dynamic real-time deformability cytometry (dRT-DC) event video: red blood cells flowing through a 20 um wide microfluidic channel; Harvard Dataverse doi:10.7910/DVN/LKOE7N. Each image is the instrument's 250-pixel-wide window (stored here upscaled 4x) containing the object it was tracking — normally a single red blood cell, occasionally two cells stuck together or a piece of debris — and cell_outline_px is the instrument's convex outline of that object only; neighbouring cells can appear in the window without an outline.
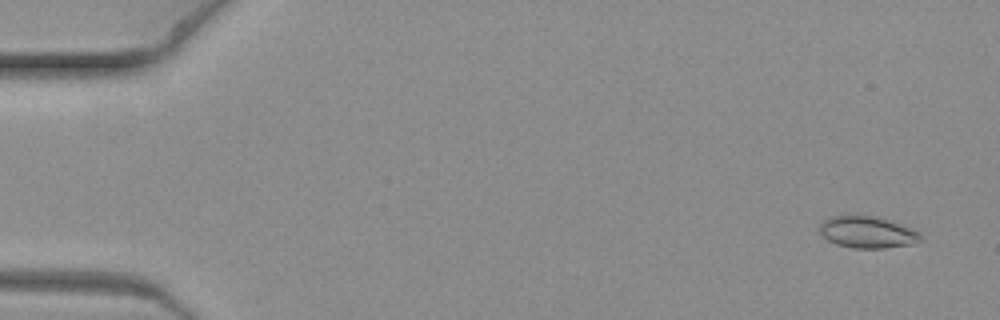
{"species": "common noctule bat (a hibernating species)", "species_latin": "Nyctalus noctula", "temperature_condition": "warm", "stored_images_in_passage": 10, "camera_frame_rate_fps": 3000, "um_per_image_px": 0.085, "animal": {"sex": "female", "body_mass_g": 19.3, "forearm_length_mm": 54.1}, "frame": {"image": 1, "passage_image": 2, "time_ms": 0.333, "image_size_px": [1000, 320], "cell_outline_px": [[920, 240], [912, 244], [884, 248], [852, 248], [836, 244], [828, 240], [820, 232], [820, 224], [824, 220], [832, 216], [856, 212], [876, 216], [892, 220], [920, 232]], "centroid_in_image_um": [73.7, 19.69], "position_along_channel_um": 11.3, "area_um2": 19.19}}
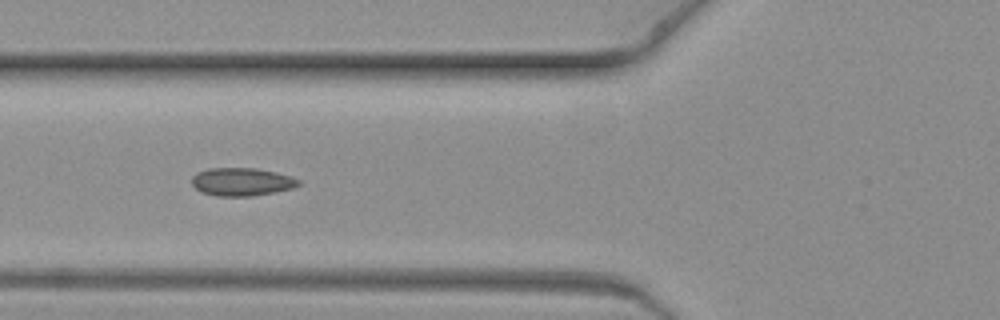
{"frame": {"image": 2, "passage_image": 9, "time_ms": 2.667, "image_size_px": [1000, 320], "cell_outline_px": [[300, 184], [292, 188], [252, 196], [216, 196], [200, 192], [192, 184], [192, 176], [196, 172], [208, 168], [256, 168], [276, 172], [292, 176], [300, 180]], "centroid_in_image_um": [20.52, 15.44], "position_along_channel_um": 105.3, "area_um2": 17.51}}
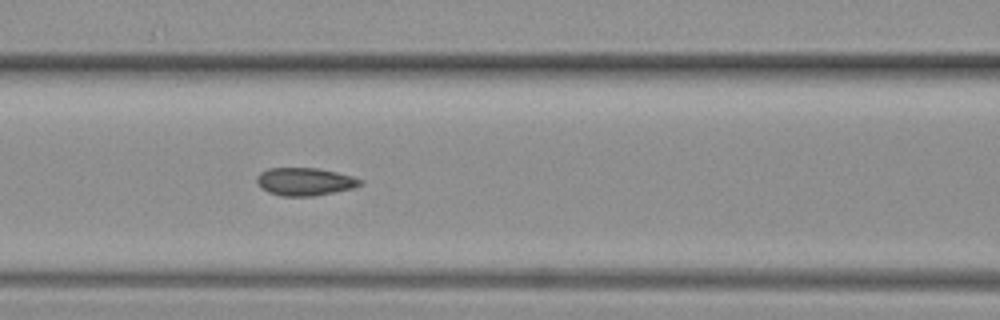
{"frame": {"image": 3, "passage_image": 10, "time_ms": 3.0, "image_size_px": [1000, 320], "cell_outline_px": [[364, 184], [356, 188], [316, 196], [280, 196], [268, 192], [260, 188], [256, 180], [256, 176], [260, 172], [268, 168], [320, 168], [352, 176], [364, 180]], "centroid_in_image_um": [25.94, 15.44], "position_along_channel_um": 140.7, "area_um2": 17.17}}